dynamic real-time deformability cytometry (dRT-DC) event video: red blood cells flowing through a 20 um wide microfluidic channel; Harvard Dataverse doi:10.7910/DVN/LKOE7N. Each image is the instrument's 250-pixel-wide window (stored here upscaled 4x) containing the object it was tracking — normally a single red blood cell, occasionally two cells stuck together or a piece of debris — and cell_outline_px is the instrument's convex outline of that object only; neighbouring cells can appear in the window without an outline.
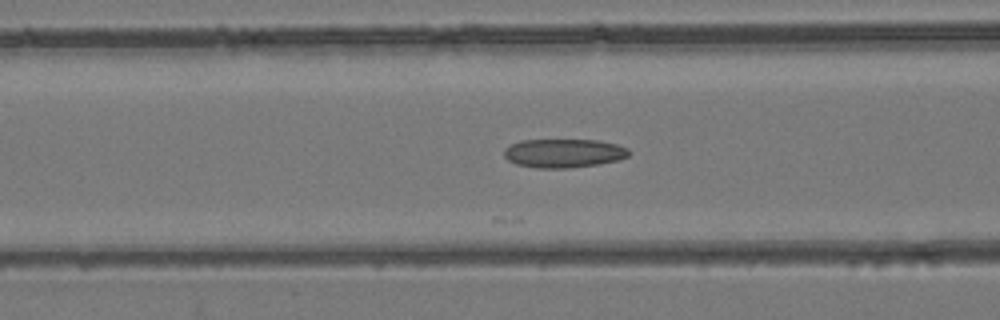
{"species": "common noctule bat (a hibernating species)", "species_latin": "Nyctalus noctula", "temperature_condition": "room temperature", "stored_images_in_passage": 27, "camera_frame_rate_fps": 3000, "um_per_image_px": 0.085, "animal": {"sex": "female", "body_mass_g": 24.6, "forearm_length_mm": 56.2}, "frame": {"image": 1, "passage_image": 4, "time_ms": 1.0, "image_size_px": [1000, 320], "cell_outline_px": [[632, 152], [628, 156], [620, 160], [596, 164], [568, 168], [536, 168], [516, 164], [508, 160], [504, 156], [504, 148], [520, 140], [596, 140], [616, 144], [628, 148]], "centroid_in_image_um": [47.92, 13.02], "position_along_channel_um": 118.7, "area_um2": 20.98}}
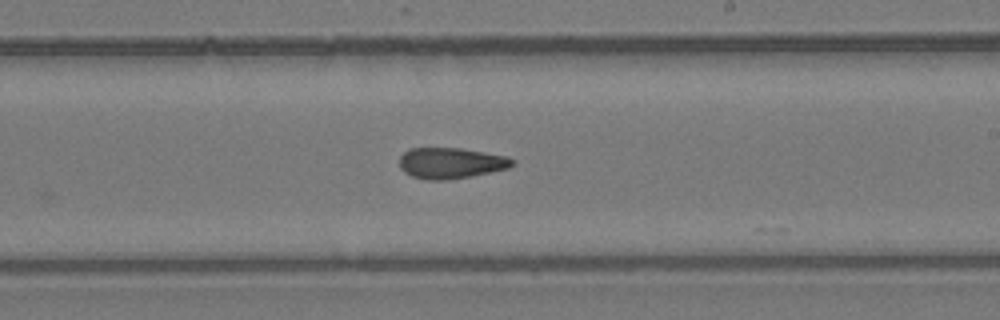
{"frame": {"image": 2, "passage_image": 13, "time_ms": 4.0, "image_size_px": [1000, 320], "cell_outline_px": [[516, 164], [508, 168], [468, 176], [444, 180], [428, 180], [412, 176], [404, 172], [400, 168], [400, 156], [408, 148], [460, 148], [508, 156], [516, 160]], "centroid_in_image_um": [38.33, 13.85], "position_along_channel_um": 250.7, "area_um2": 20.29}}
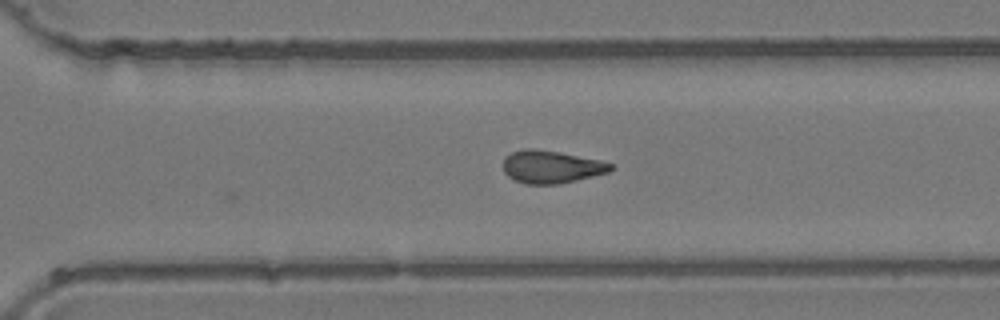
{"frame": {"image": 3, "passage_image": 18, "time_ms": 5.667, "image_size_px": [1000, 320], "cell_outline_px": [[612, 168], [608, 172], [592, 176], [556, 184], [524, 184], [512, 180], [504, 172], [504, 156], [512, 152], [524, 148], [532, 148], [556, 152], [600, 160], [612, 164]], "centroid_in_image_um": [46.79, 14.18], "position_along_channel_um": 323.8, "area_um2": 20.23}}